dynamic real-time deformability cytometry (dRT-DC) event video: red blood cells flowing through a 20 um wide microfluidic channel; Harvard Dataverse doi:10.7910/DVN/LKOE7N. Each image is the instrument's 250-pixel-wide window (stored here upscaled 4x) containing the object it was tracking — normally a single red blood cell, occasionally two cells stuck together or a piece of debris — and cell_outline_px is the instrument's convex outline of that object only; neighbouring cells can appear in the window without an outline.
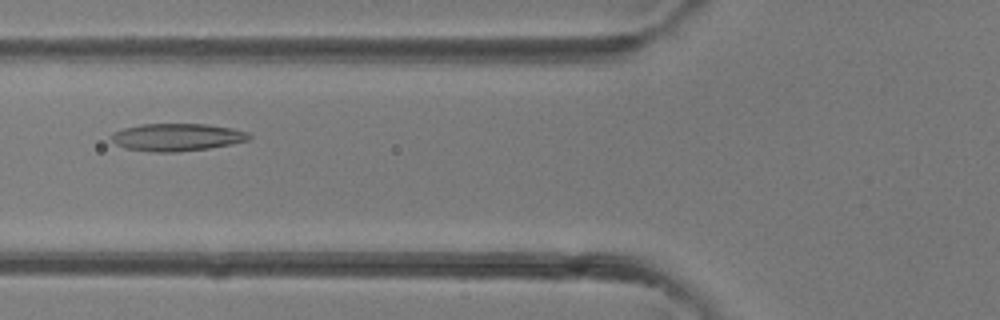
{"species": "common noctule bat (a hibernating species)", "species_latin": "Nyctalus noctula", "temperature_condition": "room temperature", "stored_images_in_passage": 33, "camera_frame_rate_fps": 3000, "um_per_image_px": 0.085, "animal": {"sex": "female"}, "frame": {"image": 1, "passage_image": 8, "time_ms": 2.333, "image_size_px": [1000, 320], "cell_outline_px": [[252, 136], [248, 140], [232, 144], [208, 148], [176, 152], [152, 152], [124, 148], [116, 144], [112, 140], [112, 132], [124, 128], [140, 124], [208, 124], [232, 128], [248, 132]], "centroid_in_image_um": [15.04, 11.66], "position_along_channel_um": 110.8, "area_um2": 22.14}}
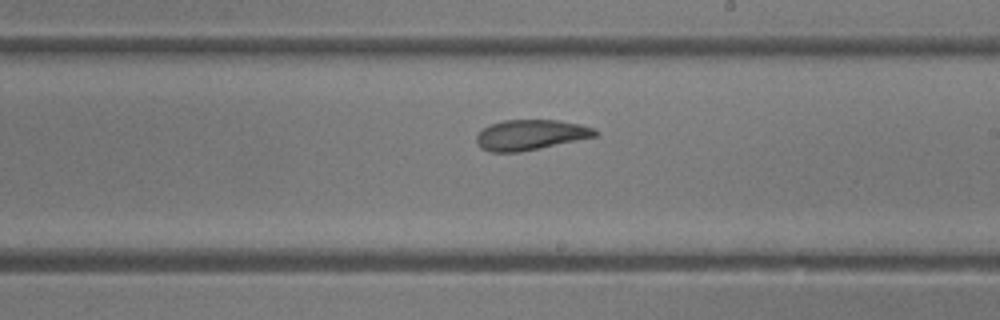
{"frame": {"image": 2, "passage_image": 16, "time_ms": 5.0, "image_size_px": [1000, 320], "cell_outline_px": [[600, 132], [596, 136], [540, 148], [520, 152], [488, 152], [480, 148], [476, 140], [476, 136], [488, 124], [504, 120], [560, 120], [580, 124], [596, 128]], "centroid_in_image_um": [45.1, 11.46], "position_along_channel_um": 243.9, "area_um2": 21.1}}
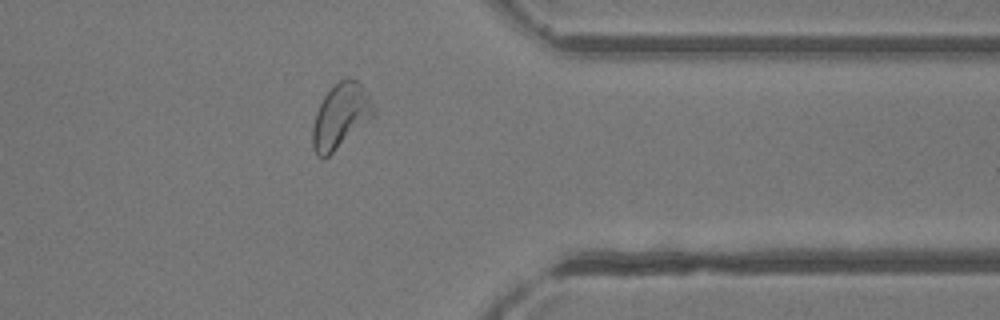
{"frame": {"image": 3, "passage_image": 25, "time_ms": 8.0, "image_size_px": [1000, 320], "cell_outline_px": [[376, 116], [324, 160], [320, 160], [316, 156], [312, 148], [312, 128], [316, 112], [324, 96], [340, 80], [348, 76], [356, 80], [364, 88], [376, 108]], "centroid_in_image_um": [28.96, 9.91], "position_along_channel_um": 382.4, "area_um2": 23.41}}